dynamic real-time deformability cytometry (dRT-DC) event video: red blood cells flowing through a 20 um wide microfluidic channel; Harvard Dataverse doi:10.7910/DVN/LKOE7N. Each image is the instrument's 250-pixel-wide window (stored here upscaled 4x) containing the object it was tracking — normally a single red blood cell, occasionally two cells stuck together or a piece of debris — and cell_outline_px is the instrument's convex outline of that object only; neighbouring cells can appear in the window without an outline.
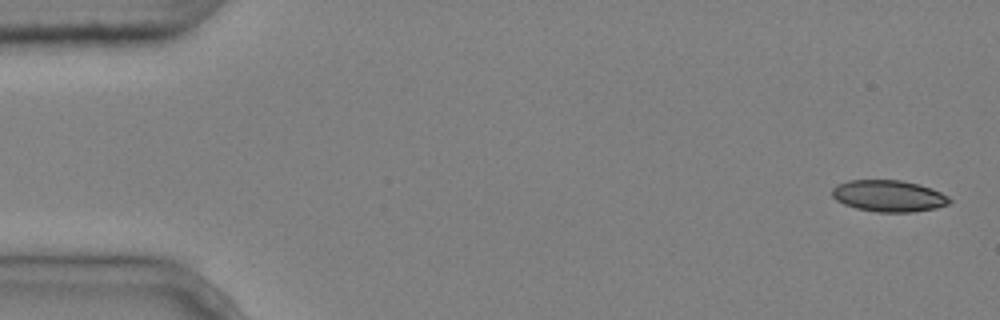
{"species": "common noctule bat (a hibernating species)", "species_latin": "Nyctalus noctula", "temperature_condition": "cold", "stored_images_in_passage": 5, "camera_frame_rate_fps": 3000, "um_per_image_px": 0.085, "animal": {"sex": "male", "body_mass_g": 20.4}, "frame": {"image": 1, "passage_image": 1, "time_ms": 0.0, "image_size_px": [1000, 320], "cell_outline_px": [[952, 200], [948, 204], [936, 208], [912, 212], [876, 212], [856, 208], [844, 204], [836, 200], [832, 196], [832, 188], [836, 184], [848, 180], [900, 180], [920, 184], [932, 188], [948, 196]], "centroid_in_image_um": [75.53, 16.65], "position_along_channel_um": 9.5, "area_um2": 21.73}}
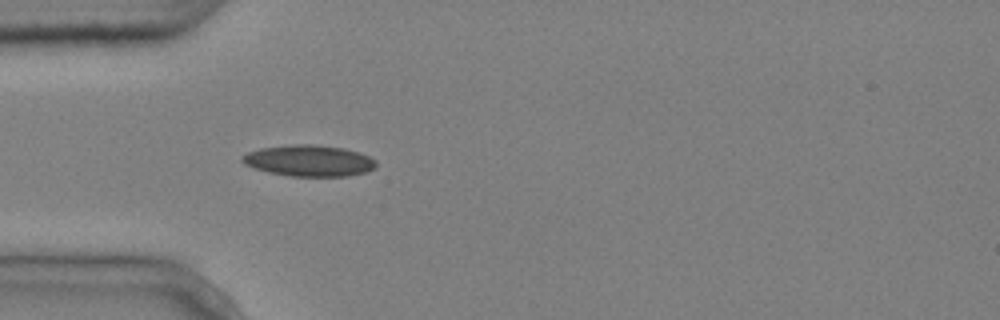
{"frame": {"image": 2, "passage_image": 5, "time_ms": 1.333, "image_size_px": [1000, 320], "cell_outline_px": [[376, 168], [368, 172], [348, 176], [292, 176], [268, 172], [244, 164], [240, 160], [240, 156], [248, 152], [260, 148], [292, 144], [312, 144], [344, 148], [360, 152], [376, 160]], "centroid_in_image_um": [26.29, 13.65], "position_along_channel_um": 58.7, "area_um2": 24.57}}